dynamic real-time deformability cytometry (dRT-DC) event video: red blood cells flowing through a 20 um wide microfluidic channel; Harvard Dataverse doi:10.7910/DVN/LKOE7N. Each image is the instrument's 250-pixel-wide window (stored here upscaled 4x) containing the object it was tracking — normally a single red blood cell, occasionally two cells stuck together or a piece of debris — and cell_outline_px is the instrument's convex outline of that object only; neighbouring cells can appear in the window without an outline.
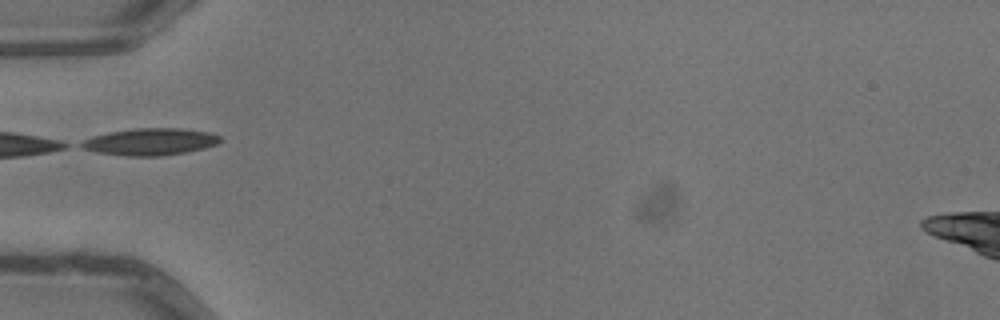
{"species": "common noctule bat (a hibernating species)", "species_latin": "Nyctalus noctula", "temperature_condition": "warm", "stored_images_in_passage": 6, "camera_frame_rate_fps": 3000, "um_per_image_px": 0.085, "animal": {"sex": "male", "body_mass_g": 13.3}, "frame": {"image": 1, "passage_image": 6, "time_ms": 1.667, "image_size_px": [1000, 320], "cell_outline_px": [[220, 140], [216, 144], [204, 148], [184, 152], [160, 156], [124, 156], [96, 152], [84, 148], [76, 144], [92, 136], [108, 132], [136, 128], [180, 128], [208, 132], [220, 136]], "centroid_in_image_um": [12.72, 12.05], "position_along_channel_um": 72.3, "area_um2": 21.73}}